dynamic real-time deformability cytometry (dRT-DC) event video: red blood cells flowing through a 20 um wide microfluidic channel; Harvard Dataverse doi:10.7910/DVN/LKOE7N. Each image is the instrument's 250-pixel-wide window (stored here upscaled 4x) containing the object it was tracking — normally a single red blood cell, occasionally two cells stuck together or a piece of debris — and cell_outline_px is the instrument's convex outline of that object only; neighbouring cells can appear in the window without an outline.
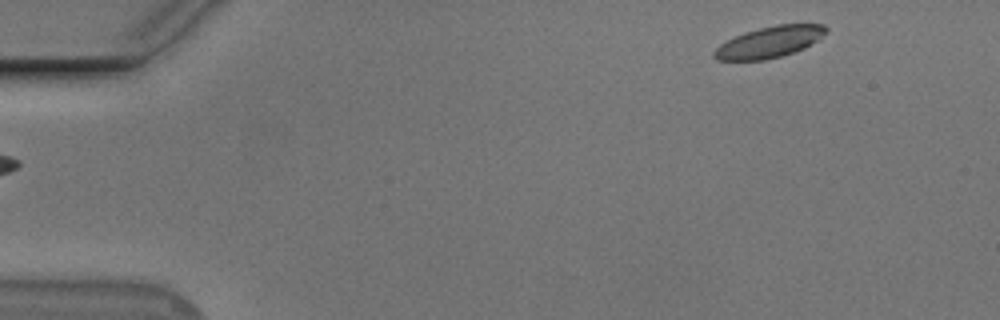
{"species": "Egyptian fruit bat (a non-hibernating species)", "species_latin": "Rousettus aegyptiacus", "temperature_condition": "cold", "stored_images_in_passage": 5, "camera_frame_rate_fps": 3000, "um_per_image_px": 0.085, "animal": {"sex": "male"}, "frame": {"image": 1, "passage_image": 5, "time_ms": 5.667, "image_size_px": [1000, 320], "cell_outline_px": [[828, 32], [804, 48], [780, 56], [764, 60], [716, 60], [712, 56], [712, 52], [720, 44], [744, 32], [776, 24], [824, 24], [828, 28]], "centroid_in_image_um": [65.39, 3.57], "position_along_channel_um": 19.6, "area_um2": 20.23}}